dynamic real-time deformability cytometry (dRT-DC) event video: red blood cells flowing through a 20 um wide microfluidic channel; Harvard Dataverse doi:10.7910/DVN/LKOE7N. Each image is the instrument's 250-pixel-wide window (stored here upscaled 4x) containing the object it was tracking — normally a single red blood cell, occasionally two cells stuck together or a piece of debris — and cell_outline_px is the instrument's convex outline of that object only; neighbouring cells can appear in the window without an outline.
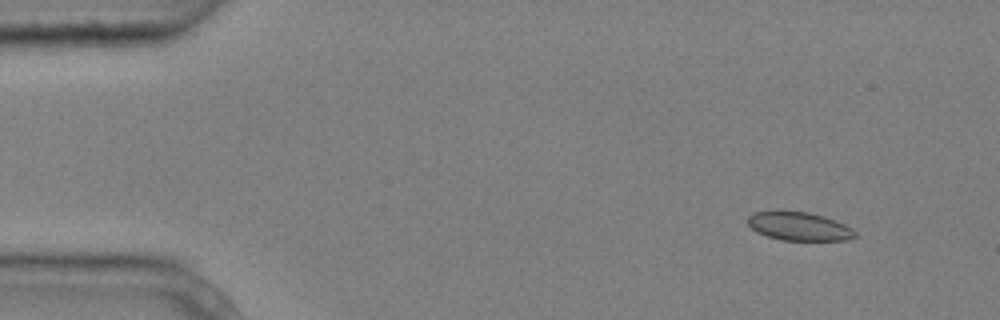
{"species": "common noctule bat (a hibernating species)", "species_latin": "Nyctalus noctula", "temperature_condition": "cold", "stored_images_in_passage": 4, "camera_frame_rate_fps": 3000, "um_per_image_px": 0.085, "animal": {"sex": "male", "body_mass_g": 20.4}, "frame": {"image": 1, "passage_image": 2, "time_ms": 0.333, "image_size_px": [1000, 320], "cell_outline_px": [[856, 236], [848, 240], [780, 240], [756, 232], [748, 224], [748, 216], [752, 212], [776, 208], [780, 208], [808, 212], [824, 216], [836, 220], [852, 228], [856, 232]], "centroid_in_image_um": [67.86, 19.19], "position_along_channel_um": 17.1, "area_um2": 18.5}}
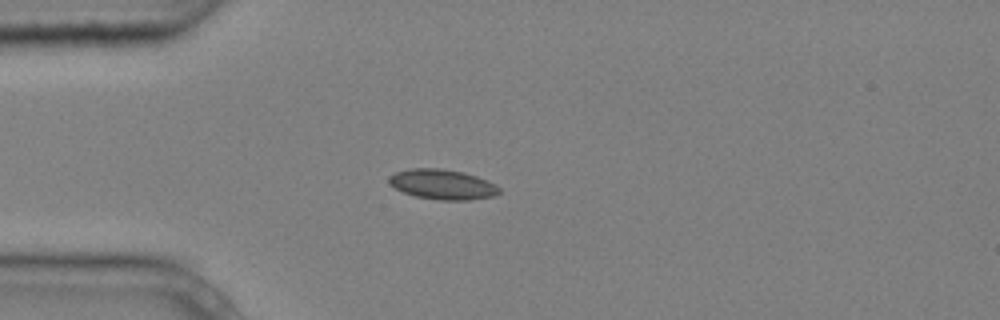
{"frame": {"image": 2, "passage_image": 4, "time_ms": 1.0, "image_size_px": [1000, 320], "cell_outline_px": [[500, 192], [496, 196], [468, 200], [440, 200], [416, 196], [404, 192], [396, 188], [388, 180], [388, 176], [396, 172], [408, 168], [440, 168], [464, 172], [488, 180], [496, 184], [500, 188]], "centroid_in_image_um": [37.65, 15.66], "position_along_channel_um": 47.3, "area_um2": 19.36}}